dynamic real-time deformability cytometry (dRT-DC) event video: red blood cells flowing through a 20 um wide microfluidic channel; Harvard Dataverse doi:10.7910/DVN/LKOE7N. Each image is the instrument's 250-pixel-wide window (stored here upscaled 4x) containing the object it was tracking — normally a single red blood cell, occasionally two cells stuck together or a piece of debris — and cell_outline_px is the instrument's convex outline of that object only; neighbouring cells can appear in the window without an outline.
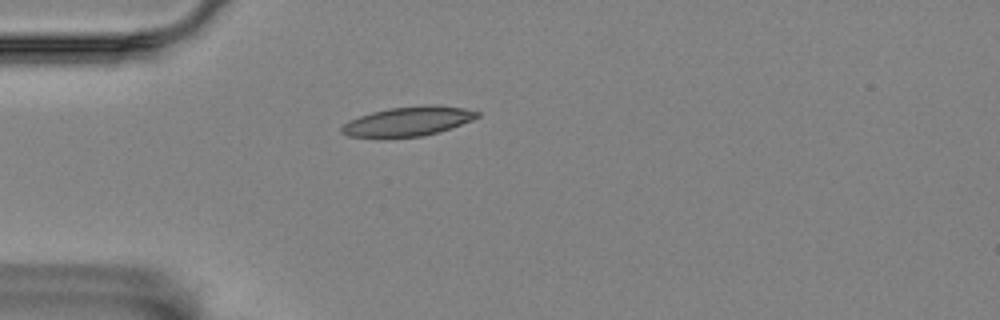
{"species": "Egyptian fruit bat (a non-hibernating species)", "species_latin": "Rousettus aegyptiacus", "temperature_condition": "room temperature", "stored_images_in_passage": 1, "camera_frame_rate_fps": 3000, "um_per_image_px": 0.085, "animal": {"sex": "female"}, "frame": {"image": 1, "passage_image": 1, "time_ms": 0.0, "image_size_px": [1000, 320], "cell_outline_px": [[480, 116], [472, 120], [452, 128], [420, 136], [348, 136], [340, 132], [340, 128], [348, 120], [372, 112], [388, 108], [424, 104], [432, 104], [464, 108], [480, 112]], "centroid_in_image_um": [34.72, 10.28], "position_along_channel_um": 50.3, "area_um2": 22.95}}